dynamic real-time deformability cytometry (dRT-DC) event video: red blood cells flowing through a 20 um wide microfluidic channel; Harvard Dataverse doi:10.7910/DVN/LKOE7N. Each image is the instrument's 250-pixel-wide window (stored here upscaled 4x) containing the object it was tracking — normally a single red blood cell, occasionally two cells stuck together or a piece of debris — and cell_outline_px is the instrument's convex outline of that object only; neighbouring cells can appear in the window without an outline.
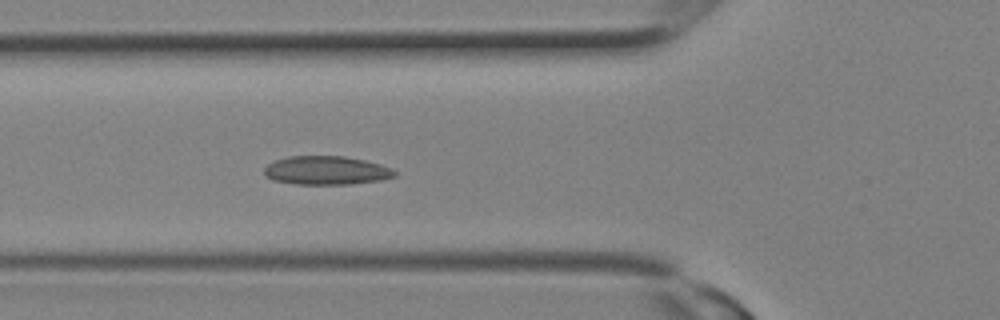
{"species": "Egyptian fruit bat (a non-hibernating species)", "species_latin": "Rousettus aegyptiacus", "temperature_condition": "room temperature", "stored_images_in_passage": 11, "camera_frame_rate_fps": 3000, "um_per_image_px": 0.085, "animal": {"sex": "female"}, "frame": {"image": 1, "passage_image": 11, "time_ms": 3.333, "image_size_px": [1000, 320], "cell_outline_px": [[396, 176], [380, 180], [348, 184], [296, 184], [272, 180], [264, 176], [264, 168], [268, 164], [276, 160], [288, 156], [344, 156], [364, 160], [380, 164], [392, 168], [396, 172]], "centroid_in_image_um": [27.72, 14.48], "position_along_channel_um": 98.1, "area_um2": 21.79}}